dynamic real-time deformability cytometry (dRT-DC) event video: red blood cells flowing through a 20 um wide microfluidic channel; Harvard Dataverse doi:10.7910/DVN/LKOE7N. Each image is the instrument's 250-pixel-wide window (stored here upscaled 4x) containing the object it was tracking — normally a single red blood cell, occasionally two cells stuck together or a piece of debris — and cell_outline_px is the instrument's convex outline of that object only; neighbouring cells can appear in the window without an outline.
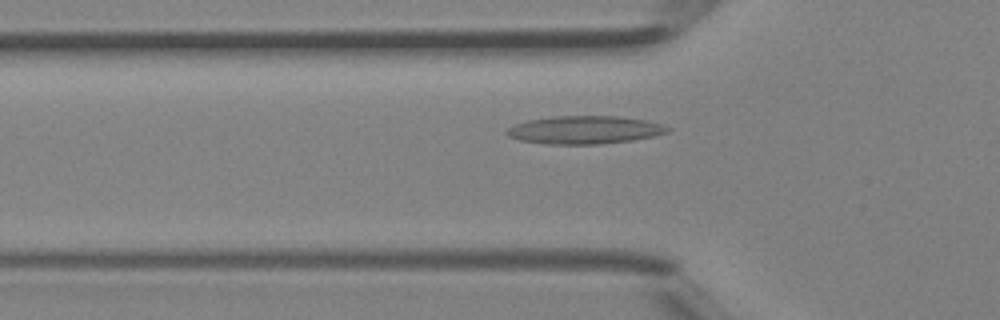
{"species": "Egyptian fruit bat (a non-hibernating species)", "species_latin": "Rousettus aegyptiacus", "temperature_condition": "room temperature", "stored_images_in_passage": 33, "camera_frame_rate_fps": 3000, "um_per_image_px": 0.085, "animal": {"sex": "female"}, "frame": {"image": 1, "passage_image": 5, "time_ms": 1.333, "image_size_px": [1000, 320], "cell_outline_px": [[672, 128], [668, 132], [652, 136], [632, 140], [600, 144], [544, 144], [520, 140], [508, 136], [504, 132], [508, 128], [516, 124], [528, 120], [552, 116], [616, 116], [648, 120]], "centroid_in_image_um": [49.68, 11.04], "position_along_channel_um": 76.1, "area_um2": 26.24}}
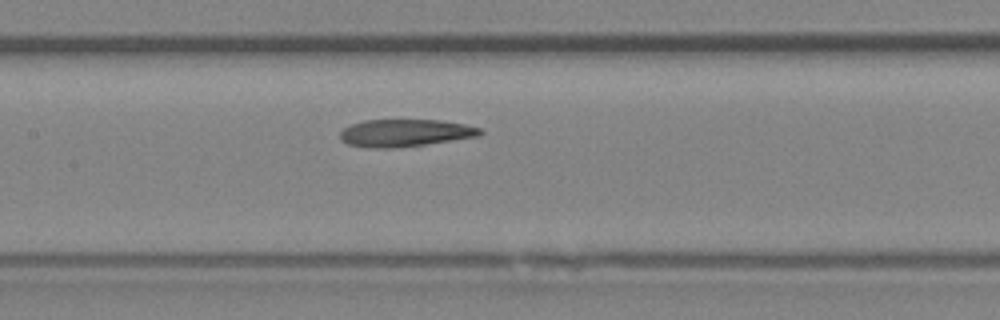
{"frame": {"image": 2, "passage_image": 11, "time_ms": 3.333, "image_size_px": [1000, 320], "cell_outline_px": [[484, 132], [480, 136], [424, 144], [392, 148], [368, 148], [348, 144], [340, 140], [340, 132], [344, 128], [352, 124], [364, 120], [440, 120], [464, 124], [480, 128]], "centroid_in_image_um": [34.41, 11.3], "position_along_channel_um": 173.0, "area_um2": 22.25}}
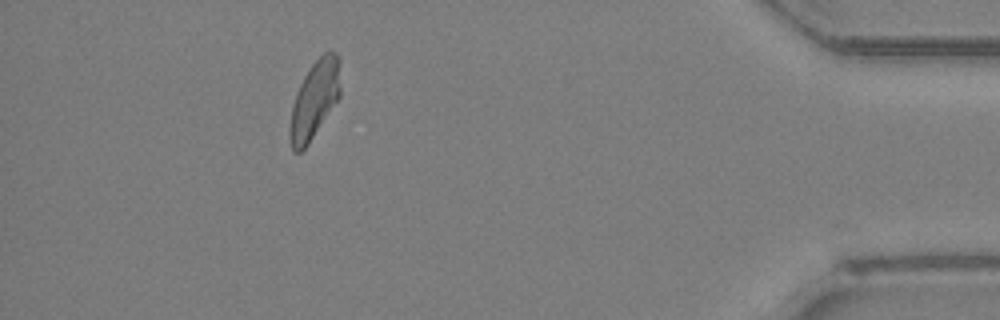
{"frame": {"image": 3, "passage_image": 29, "time_ms": 9.333, "image_size_px": [1000, 320], "cell_outline_px": [[340, 96], [308, 144], [300, 152], [292, 152], [288, 140], [288, 132], [292, 104], [296, 92], [304, 76], [312, 64], [328, 48], [336, 52], [340, 60]], "centroid_in_image_um": [26.72, 8.46], "position_along_channel_um": 408.5, "area_um2": 23.18}}